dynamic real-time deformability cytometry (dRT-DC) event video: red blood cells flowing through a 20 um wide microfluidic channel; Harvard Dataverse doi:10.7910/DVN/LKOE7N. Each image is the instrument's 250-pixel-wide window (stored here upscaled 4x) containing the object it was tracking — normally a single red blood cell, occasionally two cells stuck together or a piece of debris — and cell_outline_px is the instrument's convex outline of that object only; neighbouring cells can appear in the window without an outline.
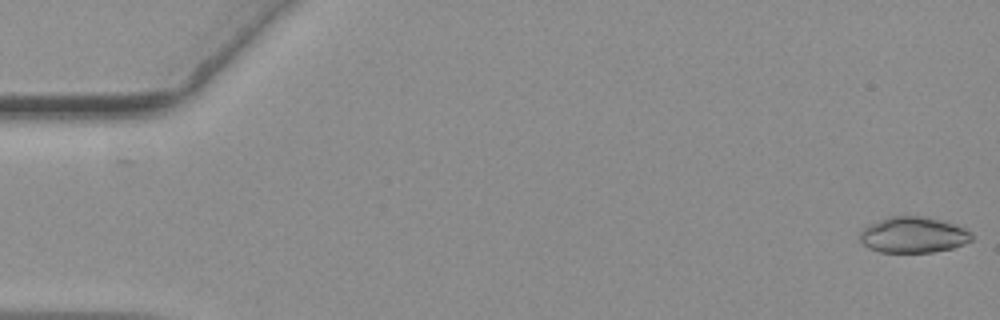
{"species": "common noctule bat (a hibernating species)", "species_latin": "Nyctalus noctula", "temperature_condition": "warm", "stored_images_in_passage": 56, "camera_frame_rate_fps": 3000, "um_per_image_px": 0.085, "animal": {"sex": "female", "body_mass_g": 19.3, "forearm_length_mm": 54.1}, "frame": {"image": 1, "passage_image": 1, "time_ms": 0.0, "image_size_px": [1000, 320], "cell_outline_px": [[972, 240], [964, 244], [952, 248], [932, 252], [880, 252], [868, 248], [860, 240], [860, 232], [868, 224], [888, 216], [920, 216], [940, 220], [956, 224], [972, 232]], "centroid_in_image_um": [77.63, 19.96], "position_along_channel_um": 7.4, "area_um2": 23.47}}
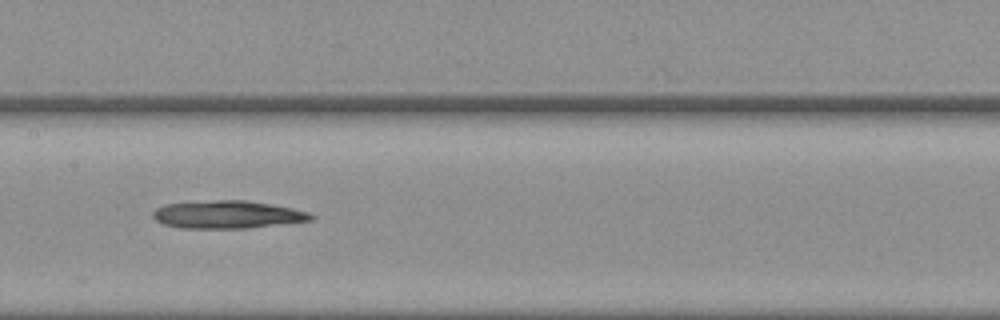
{"frame": {"image": 2, "passage_image": 28, "time_ms": 9.0, "image_size_px": [1000, 320], "cell_outline_px": [[316, 216], [312, 220], [248, 228], [180, 228], [164, 224], [156, 220], [152, 216], [152, 212], [156, 208], [164, 204], [216, 200], [248, 200], [292, 208], [308, 212]], "centroid_in_image_um": [19.32, 18.23], "position_along_channel_um": 188.1, "area_um2": 25.55}}
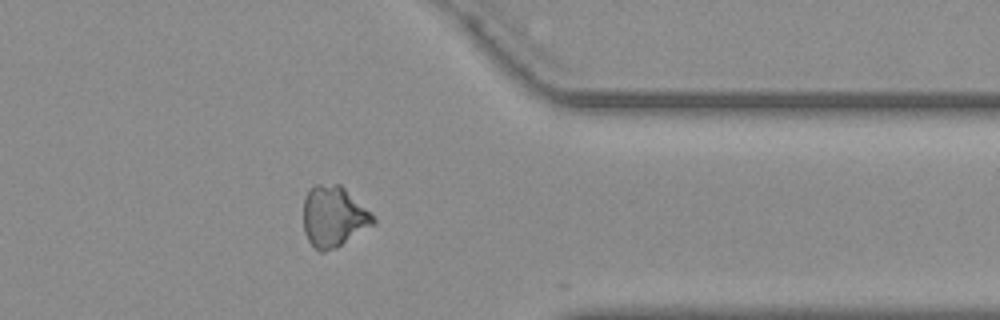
{"frame": {"image": 3, "passage_image": 45, "time_ms": 14.667, "image_size_px": [1000, 320], "cell_outline_px": [[376, 224], [336, 248], [324, 252], [320, 252], [308, 240], [304, 232], [304, 200], [308, 188], [316, 184], [340, 184], [372, 212], [376, 220]], "centroid_in_image_um": [28.38, 18.4], "position_along_channel_um": 383.0, "area_um2": 25.03}}